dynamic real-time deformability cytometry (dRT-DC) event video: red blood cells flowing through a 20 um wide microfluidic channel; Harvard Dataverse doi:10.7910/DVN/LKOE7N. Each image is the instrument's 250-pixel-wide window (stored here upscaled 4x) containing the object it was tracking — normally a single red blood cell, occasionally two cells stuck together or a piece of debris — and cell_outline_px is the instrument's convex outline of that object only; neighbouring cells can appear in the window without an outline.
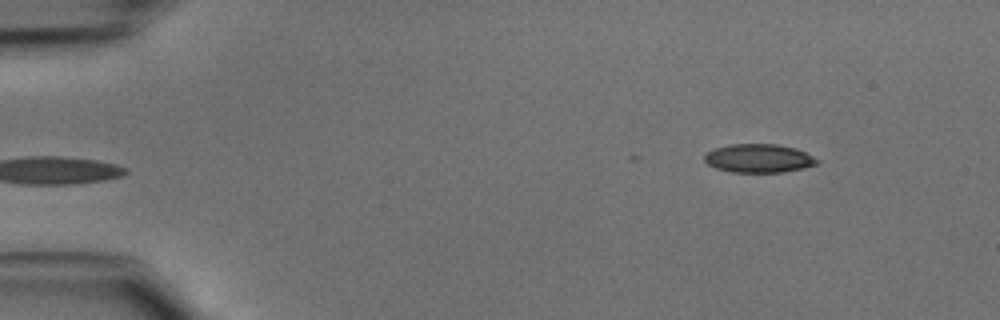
{"species": "common noctule bat (a hibernating species)", "species_latin": "Nyctalus noctula", "temperature_condition": "cold", "stored_images_in_passage": 42, "camera_frame_rate_fps": 3000, "um_per_image_px": 0.085, "animal": {"sex": "male", "body_mass_g": 15.6}, "frame": {"image": 1, "passage_image": 1, "time_ms": 0.0, "image_size_px": [1000, 320], "cell_outline_px": [[820, 160], [816, 164], [804, 168], [784, 172], [732, 172], [716, 168], [708, 164], [704, 160], [704, 156], [708, 152], [716, 148], [728, 144], [776, 144], [796, 148]], "centroid_in_image_um": [64.5, 13.46], "position_along_channel_um": 20.5, "area_um2": 18.67}}
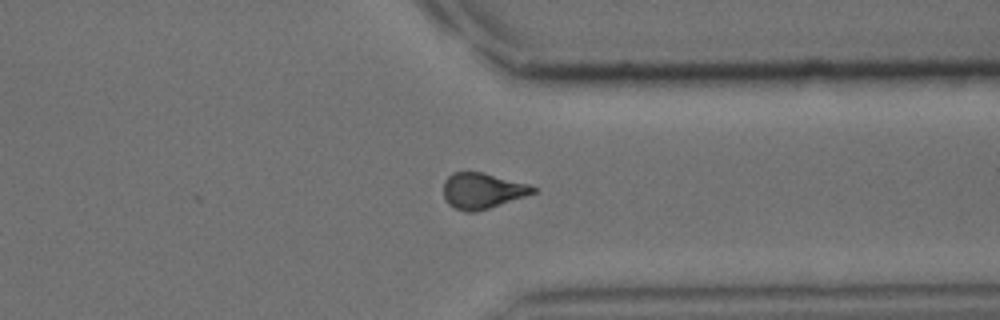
{"frame": {"image": 2, "passage_image": 32, "time_ms": 10.333, "image_size_px": [1000, 320], "cell_outline_px": [[536, 192], [488, 208], [472, 212], [464, 212], [448, 204], [444, 196], [444, 180], [452, 172], [484, 172], [528, 184], [536, 188]], "centroid_in_image_um": [40.97, 16.2], "position_along_channel_um": 370.4, "area_um2": 18.44}}
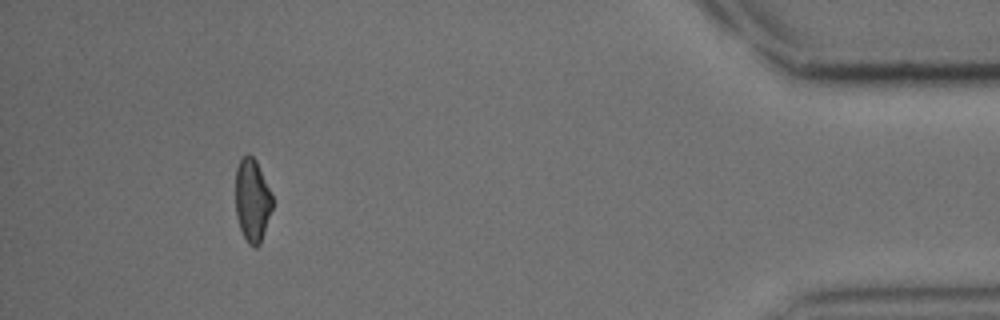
{"frame": {"image": 3, "passage_image": 39, "time_ms": 12.667, "image_size_px": [1000, 320], "cell_outline_px": [[272, 208], [260, 244], [256, 248], [252, 248], [248, 244], [240, 228], [236, 216], [236, 168], [240, 160], [248, 152], [256, 160], [272, 196]], "centroid_in_image_um": [21.43, 17.04], "position_along_channel_um": 413.8, "area_um2": 17.69}}